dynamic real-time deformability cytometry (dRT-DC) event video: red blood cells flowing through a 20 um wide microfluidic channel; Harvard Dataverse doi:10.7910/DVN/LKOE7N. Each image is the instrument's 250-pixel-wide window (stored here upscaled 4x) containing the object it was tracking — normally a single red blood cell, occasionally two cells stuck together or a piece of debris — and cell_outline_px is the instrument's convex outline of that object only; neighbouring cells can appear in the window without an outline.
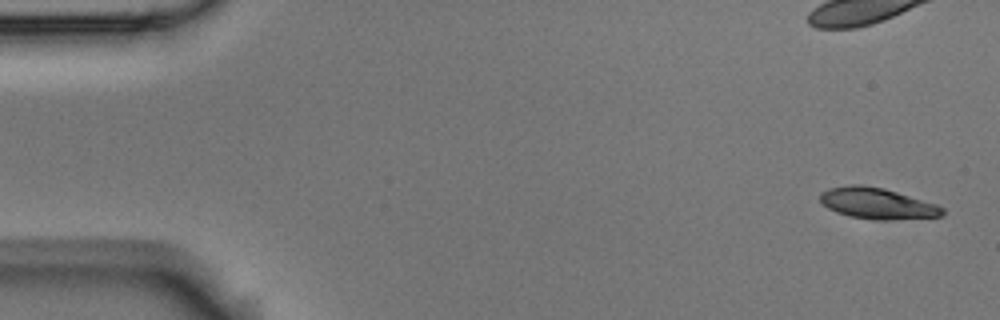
{"species": "Egyptian fruit bat (a non-hibernating species)", "species_latin": "Rousettus aegyptiacus", "temperature_condition": "room temperature", "stored_images_in_passage": 4, "camera_frame_rate_fps": 3000, "um_per_image_px": 0.085, "animal": {"sex": "male"}, "frame": {"image": 1, "passage_image": 1, "time_ms": 0.0, "image_size_px": [1000, 320], "cell_outline_px": [[944, 216], [892, 220], [880, 220], [852, 216], [836, 212], [828, 208], [820, 200], [820, 192], [828, 188], [852, 184], [860, 184], [884, 188], [936, 204], [944, 208]], "centroid_in_image_um": [74.57, 17.28], "position_along_channel_um": 10.4, "area_um2": 22.08}}